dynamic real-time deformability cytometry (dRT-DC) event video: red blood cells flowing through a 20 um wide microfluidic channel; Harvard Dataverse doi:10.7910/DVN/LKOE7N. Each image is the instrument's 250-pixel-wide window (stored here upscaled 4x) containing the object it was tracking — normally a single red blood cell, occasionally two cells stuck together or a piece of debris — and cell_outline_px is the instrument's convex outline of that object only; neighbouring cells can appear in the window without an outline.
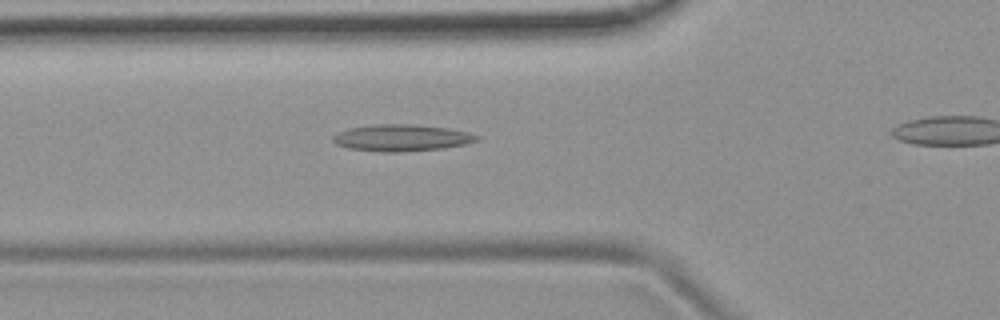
{"species": "common noctule bat (a hibernating species)", "species_latin": "Nyctalus noctula", "temperature_condition": "room temperature", "stored_images_in_passage": 28, "camera_frame_rate_fps": 3000, "um_per_image_px": 0.085, "animal": {"sex": "female", "body_mass_g": 19.9}, "frame": {"image": 1, "passage_image": 3, "time_ms": 0.667, "image_size_px": [1000, 320], "cell_outline_px": [[480, 136], [476, 140], [464, 144], [444, 148], [400, 152], [384, 152], [348, 148], [336, 144], [332, 140], [332, 136], [348, 128], [376, 124], [412, 124], [448, 128], [468, 132]], "centroid_in_image_um": [34.12, 11.71], "position_along_channel_um": 91.7, "area_um2": 22.25}}
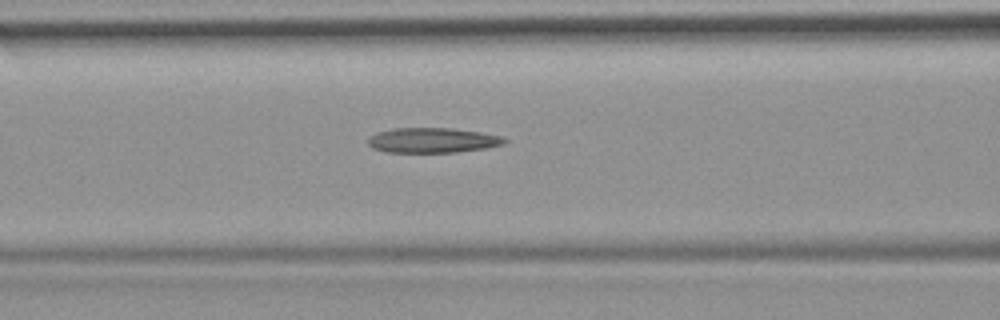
{"frame": {"image": 2, "passage_image": 6, "time_ms": 1.667, "image_size_px": [1000, 320], "cell_outline_px": [[508, 140], [504, 144], [484, 148], [456, 152], [384, 152], [372, 148], [368, 144], [368, 140], [376, 132], [392, 128], [452, 128], [480, 132], [500, 136]], "centroid_in_image_um": [36.74, 11.92], "position_along_channel_um": 129.9, "area_um2": 19.83}}
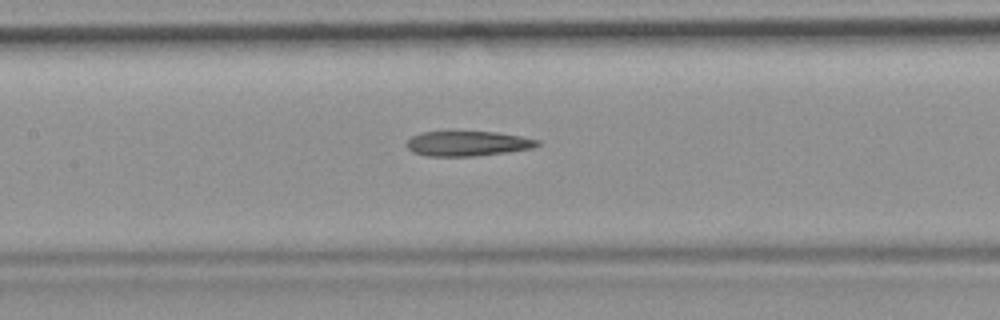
{"frame": {"image": 3, "passage_image": 9, "time_ms": 2.667, "image_size_px": [1000, 320], "cell_outline_px": [[540, 144], [532, 148], [508, 152], [472, 156], [428, 156], [412, 152], [408, 148], [408, 140], [412, 136], [424, 132], [496, 132], [520, 136], [540, 140]], "centroid_in_image_um": [39.77, 12.2], "position_along_channel_um": 167.6, "area_um2": 18.79}}